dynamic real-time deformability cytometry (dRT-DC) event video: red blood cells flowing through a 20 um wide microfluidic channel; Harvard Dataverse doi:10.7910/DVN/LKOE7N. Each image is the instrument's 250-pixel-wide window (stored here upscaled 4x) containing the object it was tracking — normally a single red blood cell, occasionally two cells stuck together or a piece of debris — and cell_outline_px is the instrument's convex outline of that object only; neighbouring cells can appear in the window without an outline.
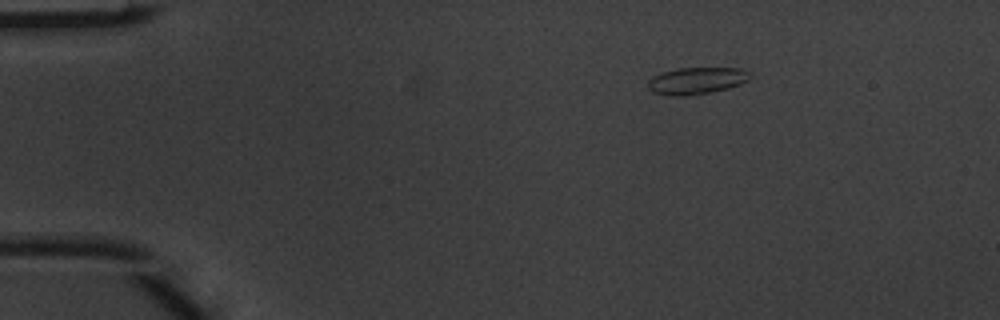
{"species": "common noctule bat (a hibernating species)", "species_latin": "Nyctalus noctula", "temperature_condition": "warm", "stored_images_in_passage": 3, "camera_frame_rate_fps": 3000, "um_per_image_px": 0.085, "animal": {"sex": "male", "body_mass_g": 20.1, "forearm_length_mm": 53.5}, "frame": {"image": 1, "passage_image": 1, "time_ms": 0.0, "image_size_px": [1000, 320], "cell_outline_px": [[752, 76], [748, 80], [740, 84], [728, 88], [712, 92], [688, 96], [668, 96], [652, 92], [648, 88], [648, 80], [652, 76], [660, 72], [680, 68], [740, 68], [748, 72]], "centroid_in_image_um": [59.17, 6.87], "position_along_channel_um": 25.8, "area_um2": 16.18}}